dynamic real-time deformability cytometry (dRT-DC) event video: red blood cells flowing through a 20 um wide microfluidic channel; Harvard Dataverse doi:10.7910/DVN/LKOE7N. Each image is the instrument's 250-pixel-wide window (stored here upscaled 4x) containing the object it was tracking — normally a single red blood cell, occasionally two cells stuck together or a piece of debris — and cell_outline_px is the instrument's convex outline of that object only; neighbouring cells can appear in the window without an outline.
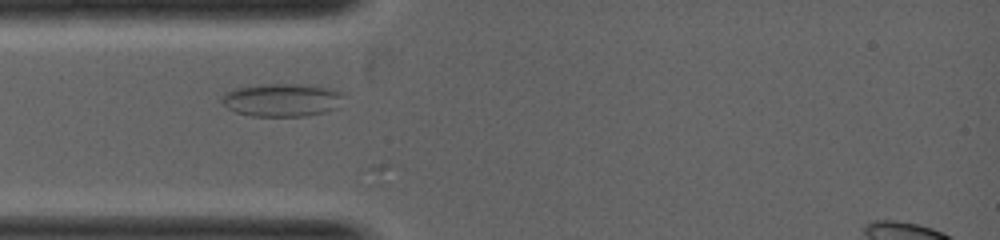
{"species": "common noctule bat (a hibernating species)", "species_latin": "Nyctalus noctula", "temperature_condition": "warm", "stored_images_in_passage": 12, "camera_frame_rate_fps": 5000, "um_per_image_px": 0.085, "animal": {"sex": "female", "body_mass_g": 19.0, "forearm_length_mm": 53.3}, "frame": {"image": 1, "passage_image": 1, "time_ms": 0.0, "image_size_px": [1000, 240], "cell_outline_px": [[344, 92], [336, 108], [324, 112], [304, 116], [252, 116], [236, 112], [228, 108], [220, 100], [220, 96], [232, 88], [260, 84], [300, 84], [328, 88]], "centroid_in_image_um": [23.9, 8.49], "position_along_channel_um": 61.1, "area_um2": 23.47}}
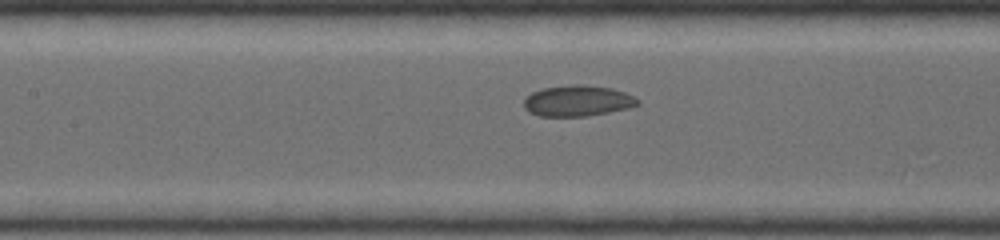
{"frame": {"image": 2, "passage_image": 4, "time_ms": 1.2, "image_size_px": [1000, 240], "cell_outline_px": [[640, 104], [628, 108], [588, 116], [540, 116], [528, 112], [524, 108], [524, 100], [532, 92], [544, 88], [572, 84], [584, 84], [612, 88], [624, 92], [640, 100]], "centroid_in_image_um": [49.1, 8.57], "position_along_channel_um": 158.3, "area_um2": 20.52}}
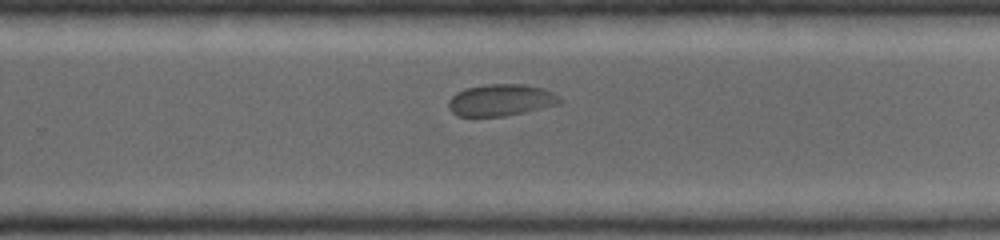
{"frame": {"image": 3, "passage_image": 10, "time_ms": 2.8, "image_size_px": [1000, 240], "cell_outline_px": [[560, 104], [524, 112], [504, 116], [456, 116], [448, 108], [448, 100], [456, 92], [468, 88], [488, 84], [524, 84], [544, 88], [560, 96]], "centroid_in_image_um": [42.57, 8.5], "position_along_channel_um": 287.2, "area_um2": 20.58}}